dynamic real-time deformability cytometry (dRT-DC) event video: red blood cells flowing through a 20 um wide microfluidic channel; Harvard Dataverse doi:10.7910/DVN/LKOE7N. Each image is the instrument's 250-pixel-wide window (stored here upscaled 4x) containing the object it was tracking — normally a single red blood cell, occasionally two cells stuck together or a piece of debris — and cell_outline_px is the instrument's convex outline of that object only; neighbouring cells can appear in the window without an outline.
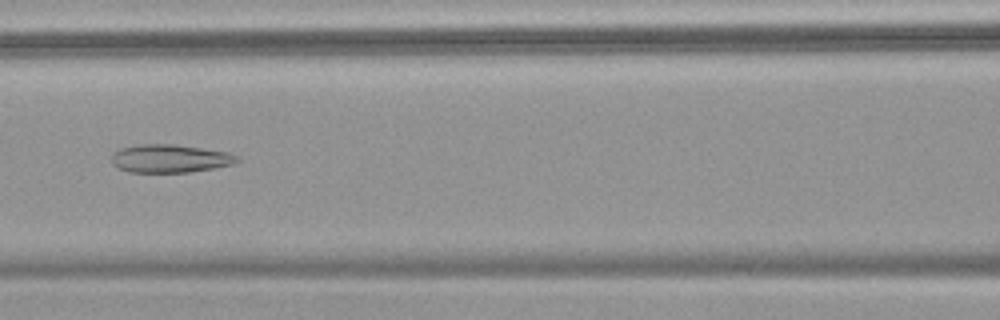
{"species": "common noctule bat (a hibernating species)", "species_latin": "Nyctalus noctula", "temperature_condition": "warm", "stored_images_in_passage": 54, "camera_frame_rate_fps": 3000, "um_per_image_px": 0.085, "animal": {"sex": "female", "body_mass_g": 18.4}, "frame": {"image": 1, "passage_image": 25, "time_ms": 8.0, "image_size_px": [1000, 320], "cell_outline_px": [[240, 160], [232, 164], [212, 168], [188, 172], [128, 172], [116, 168], [112, 164], [112, 156], [120, 148], [140, 144], [172, 144], [228, 152], [236, 156]], "centroid_in_image_um": [14.4, 13.48], "position_along_channel_um": 152.2, "area_um2": 20.4}}
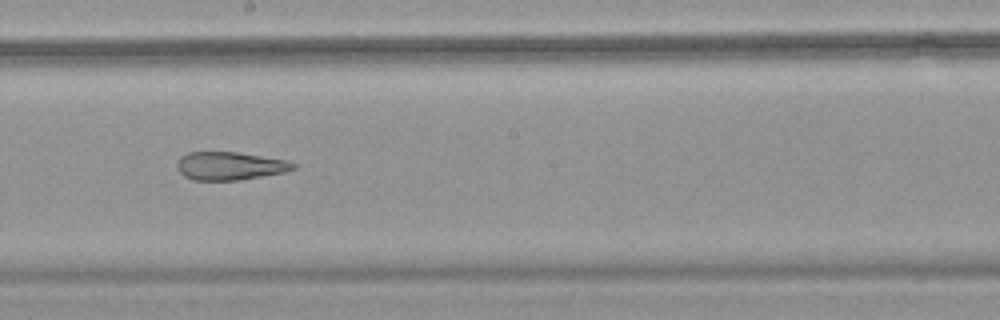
{"frame": {"image": 2, "passage_image": 31, "time_ms": 10.0, "image_size_px": [1000, 320], "cell_outline_px": [[296, 168], [284, 172], [236, 180], [192, 180], [184, 176], [176, 168], [176, 164], [180, 156], [188, 152], [236, 152], [284, 160], [296, 164]], "centroid_in_image_um": [19.47, 14.1], "position_along_channel_um": 228.7, "area_um2": 18.84}}
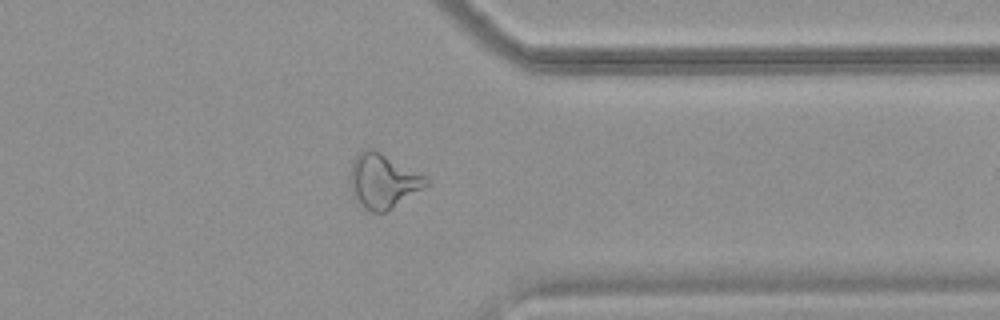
{"frame": {"image": 3, "passage_image": 43, "time_ms": 14.0, "image_size_px": [1000, 320], "cell_outline_px": [[432, 180], [428, 184], [392, 208], [384, 212], [372, 212], [364, 208], [356, 200], [352, 188], [352, 160], [364, 148], [372, 148], [380, 152]], "centroid_in_image_um": [32.56, 15.38], "position_along_channel_um": 378.8, "area_um2": 23.35}, "authors_computed_cell_mechanics": {"area_um2": 25.4898, "velocity_mm_per_s": 3.854, "shape_relaxation_time_tau1_ms": null, "shape_relaxation_time_tau2_ms": 2.3682, "deformation_change_tau1": null, "deformation_change_tau2": 0.129}}